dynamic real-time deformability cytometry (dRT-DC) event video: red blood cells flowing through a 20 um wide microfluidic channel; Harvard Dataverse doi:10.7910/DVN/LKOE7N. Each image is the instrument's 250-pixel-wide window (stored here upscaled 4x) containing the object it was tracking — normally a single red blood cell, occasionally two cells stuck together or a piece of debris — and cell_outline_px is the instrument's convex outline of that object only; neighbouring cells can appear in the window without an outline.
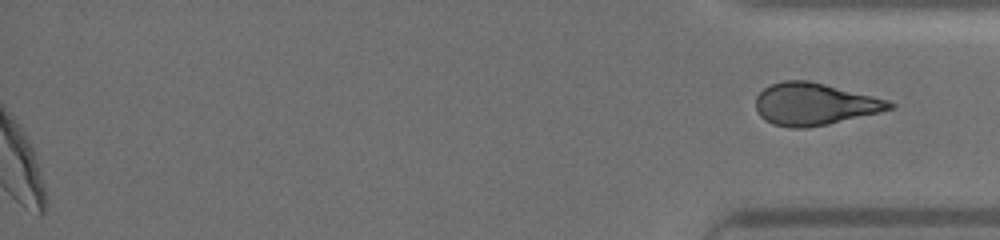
{"species": "human", "species_latin": "Homo sapiens", "temperature_condition": "warm", "stored_images_in_passage": 43, "segment_of_instrument_passage": [2, 2], "camera_frame_rate_fps": 3000, "um_per_image_px": 0.085, "donor": {"sex": "male"}, "frame": {"image": 1, "passage_image": 43, "time_ms": 14.0, "image_size_px": [1000, 240], "cell_outline_px": [[896, 108], [880, 112], [828, 124], [804, 128], [792, 128], [772, 124], [764, 120], [760, 116], [756, 108], [756, 96], [764, 88], [772, 84], [784, 80], [808, 80], [888, 100], [896, 104]], "centroid_in_image_um": [69.22, 8.85], "position_along_channel_um": 366.0, "area_um2": 32.71}}